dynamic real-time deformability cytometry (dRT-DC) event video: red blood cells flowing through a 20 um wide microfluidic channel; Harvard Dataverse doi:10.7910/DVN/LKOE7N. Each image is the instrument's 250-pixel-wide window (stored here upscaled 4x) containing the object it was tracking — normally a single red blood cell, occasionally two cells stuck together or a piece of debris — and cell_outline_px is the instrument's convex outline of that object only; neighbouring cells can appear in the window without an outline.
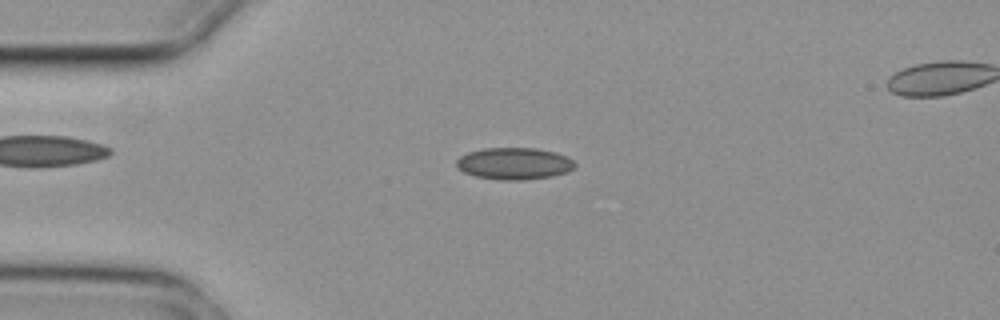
{"species": "common noctule bat (a hibernating species)", "species_latin": "Nyctalus noctula", "temperature_condition": "cold", "stored_images_in_passage": 6, "segment_of_instrument_passage": [1, 3], "camera_frame_rate_fps": 3000, "um_per_image_px": 0.085, "animal": {"sex": "female", "body_mass_g": 29.2, "forearm_length_mm": 56.3}, "frame": {"image": 1, "passage_image": 3, "time_ms": 0.667, "image_size_px": [1000, 320], "cell_outline_px": [[576, 164], [568, 172], [552, 176], [524, 180], [500, 180], [476, 176], [464, 172], [456, 168], [456, 160], [460, 156], [468, 152], [484, 148], [536, 148], [568, 156]], "centroid_in_image_um": [43.68, 13.9], "position_along_channel_um": 41.3, "area_um2": 22.02}}